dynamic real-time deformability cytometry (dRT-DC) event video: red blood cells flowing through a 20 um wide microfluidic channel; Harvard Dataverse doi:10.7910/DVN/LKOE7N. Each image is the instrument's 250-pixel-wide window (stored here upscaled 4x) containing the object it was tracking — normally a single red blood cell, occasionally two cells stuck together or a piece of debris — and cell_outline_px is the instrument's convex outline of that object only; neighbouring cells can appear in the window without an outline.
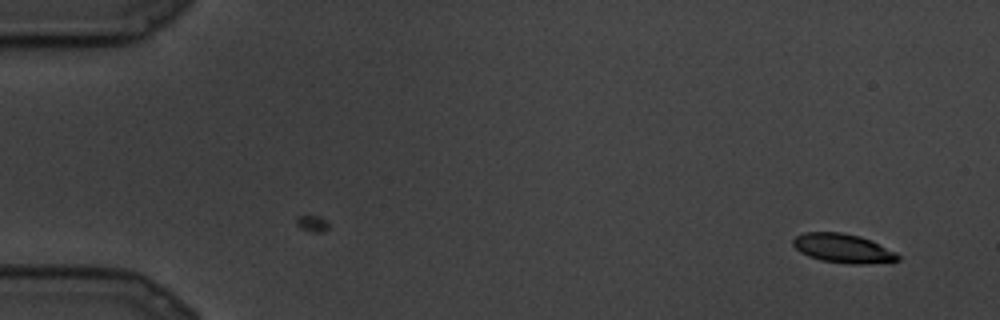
{"species": "common noctule bat (a hibernating species)", "species_latin": "Nyctalus noctula", "temperature_condition": "cold", "stored_images_in_passage": 3, "camera_frame_rate_fps": 3000, "um_per_image_px": 0.085, "animal": {"sex": "male", "body_mass_g": 19.5, "forearm_length_mm": 54.6}, "frame": {"image": 1, "passage_image": 3, "time_ms": 0.667, "image_size_px": [1000, 320], "cell_outline_px": [[900, 260], [864, 264], [852, 264], [820, 260], [808, 256], [800, 252], [792, 244], [792, 240], [796, 236], [804, 232], [840, 232], [860, 236], [872, 240], [896, 252], [900, 256]], "centroid_in_image_um": [71.65, 21.1], "position_along_channel_um": 13.4, "area_um2": 17.8}}